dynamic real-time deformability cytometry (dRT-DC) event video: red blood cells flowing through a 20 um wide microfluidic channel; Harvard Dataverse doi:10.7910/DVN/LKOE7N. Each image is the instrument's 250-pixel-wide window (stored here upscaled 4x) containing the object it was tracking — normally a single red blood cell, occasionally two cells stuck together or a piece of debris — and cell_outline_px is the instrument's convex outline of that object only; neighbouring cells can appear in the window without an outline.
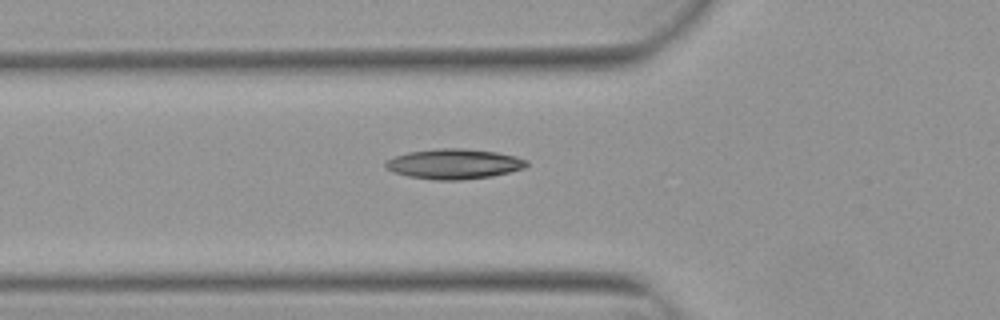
{"species": "Egyptian fruit bat (a non-hibernating species)", "species_latin": "Rousettus aegyptiacus", "temperature_condition": "warm", "stored_images_in_passage": 5, "segment_of_instrument_passage": [2, 2], "camera_frame_rate_fps": 3000, "um_per_image_px": 0.085, "animal": {"sex": "female"}, "frame": {"image": 1, "passage_image": 5, "time_ms": 1.333, "image_size_px": [1000, 320], "cell_outline_px": [[528, 164], [524, 168], [492, 176], [460, 180], [436, 180], [408, 176], [392, 172], [384, 164], [384, 160], [408, 152], [436, 148], [464, 148], [496, 152], [516, 156], [528, 160]], "centroid_in_image_um": [38.58, 13.93], "position_along_channel_um": 87.2, "area_um2": 24.8}}